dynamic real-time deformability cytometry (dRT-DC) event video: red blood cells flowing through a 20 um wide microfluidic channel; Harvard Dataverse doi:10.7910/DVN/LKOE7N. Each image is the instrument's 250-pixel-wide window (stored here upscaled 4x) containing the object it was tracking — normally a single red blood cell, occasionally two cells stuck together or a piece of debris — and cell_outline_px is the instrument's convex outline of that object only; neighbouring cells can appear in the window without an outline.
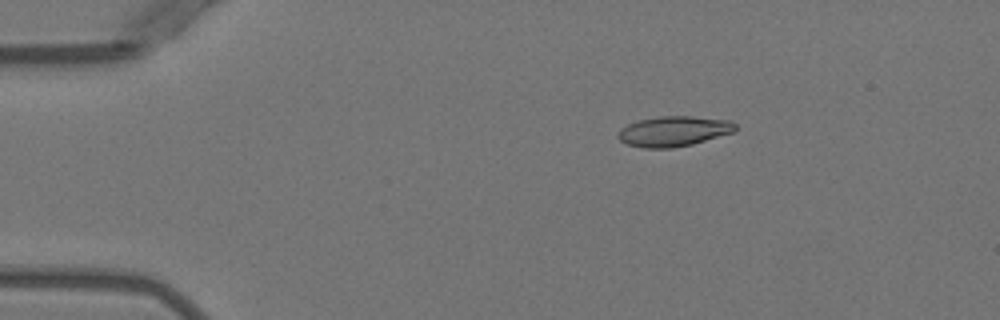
{"species": "Egyptian fruit bat (a non-hibernating species)", "species_latin": "Rousettus aegyptiacus", "temperature_condition": "warm", "stored_images_in_passage": 2, "camera_frame_rate_fps": 3000, "um_per_image_px": 0.085, "animal": {"sex": "female"}, "frame": {"image": 1, "passage_image": 1, "time_ms": 0.0, "image_size_px": [1000, 320], "cell_outline_px": [[736, 132], [692, 144], [672, 148], [644, 148], [628, 144], [620, 140], [616, 136], [620, 128], [636, 120], [660, 116], [692, 116], [728, 120], [736, 124]], "centroid_in_image_um": [57.26, 11.15], "position_along_channel_um": 27.7, "area_um2": 20.81}}